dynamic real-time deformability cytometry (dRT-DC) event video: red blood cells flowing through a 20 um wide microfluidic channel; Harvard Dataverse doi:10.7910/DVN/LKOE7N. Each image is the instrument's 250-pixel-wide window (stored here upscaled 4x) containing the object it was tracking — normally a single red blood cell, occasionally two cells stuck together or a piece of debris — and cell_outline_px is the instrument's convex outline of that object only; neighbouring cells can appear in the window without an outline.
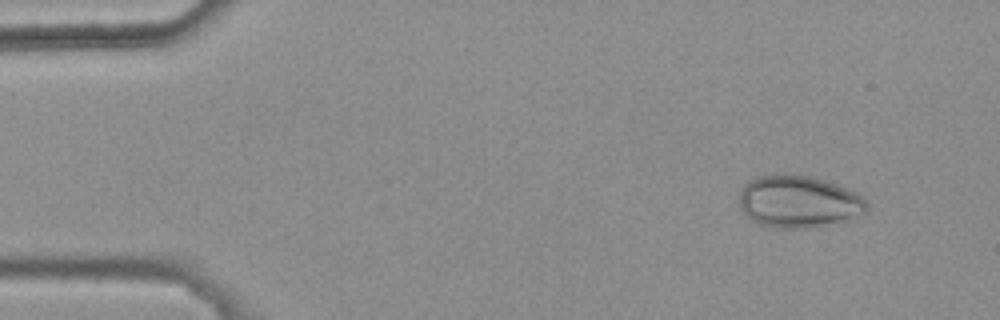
{"species": "common noctule bat (a hibernating species)", "species_latin": "Nyctalus noctula", "temperature_condition": "warm", "stored_images_in_passage": 4, "camera_frame_rate_fps": 3000, "um_per_image_px": 0.085, "animal": {"sex": "female", "body_mass_g": 25.1}, "frame": {"image": 1, "passage_image": 1, "time_ms": 0.0, "image_size_px": [1000, 320], "cell_outline_px": [[868, 212], [840, 220], [804, 228], [780, 228], [760, 224], [752, 220], [740, 208], [740, 192], [744, 184], [760, 176], [776, 172], [784, 172], [808, 176], [824, 180], [836, 184], [860, 196], [868, 204]], "centroid_in_image_um": [67.82, 17.1], "position_along_channel_um": 17.2, "area_um2": 38.21}}